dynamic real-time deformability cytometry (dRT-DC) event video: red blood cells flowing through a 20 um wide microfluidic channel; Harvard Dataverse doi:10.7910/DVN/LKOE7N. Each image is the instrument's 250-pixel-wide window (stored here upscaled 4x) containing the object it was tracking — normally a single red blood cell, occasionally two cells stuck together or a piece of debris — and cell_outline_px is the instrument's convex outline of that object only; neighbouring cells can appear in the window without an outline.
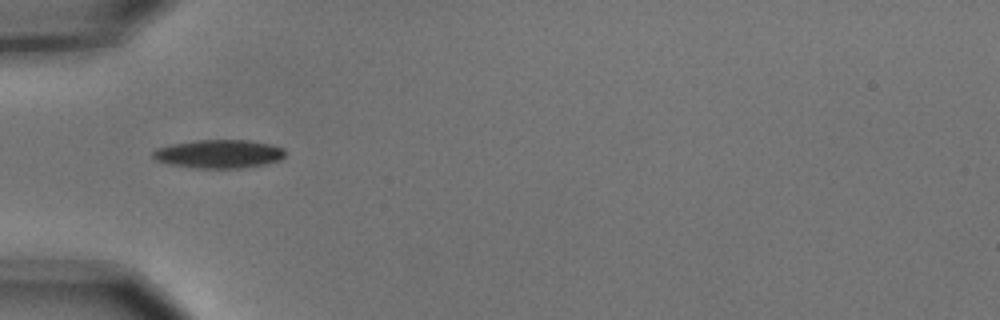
{"species": "common noctule bat (a hibernating species)", "species_latin": "Nyctalus noctula", "temperature_condition": "cold", "stored_images_in_passage": 9, "camera_frame_rate_fps": 3000, "um_per_image_px": 0.085, "animal": {"sex": "male", "body_mass_g": 15.6}, "frame": {"image": 1, "passage_image": 6, "time_ms": 1.667, "image_size_px": [1000, 320], "cell_outline_px": [[284, 156], [280, 160], [268, 164], [244, 168], [196, 168], [168, 164], [156, 160], [152, 156], [152, 152], [156, 148], [172, 144], [196, 140], [248, 140], [272, 144], [284, 148]], "centroid_in_image_um": [18.62, 13.08], "position_along_channel_um": 66.4, "area_um2": 22.14}}
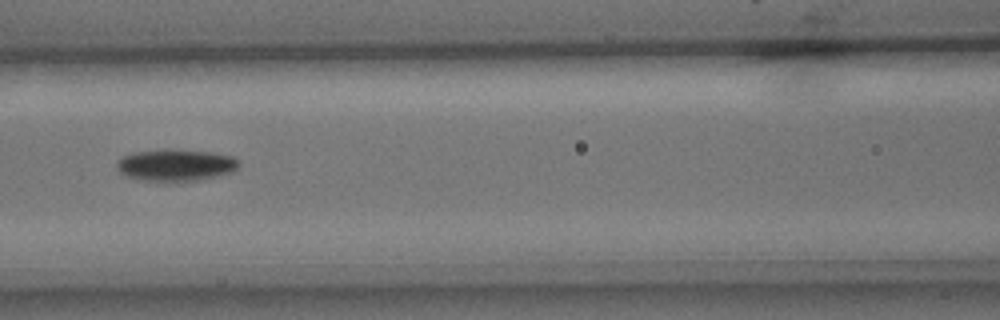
{"frame": {"image": 2, "passage_image": 8, "time_ms": 2.333, "image_size_px": [1000, 320], "cell_outline_px": [[240, 164], [232, 172], [216, 176], [196, 180], [168, 184], [140, 180], [128, 176], [120, 172], [116, 168], [116, 160], [132, 152], [168, 148], [172, 148], [212, 152], [232, 156]], "centroid_in_image_um": [14.88, 14.04], "position_along_channel_um": 151.7, "area_um2": 23.41}}
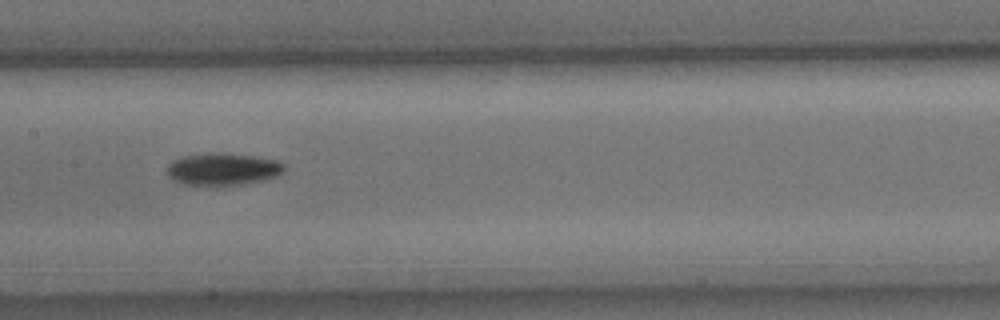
{"frame": {"image": 3, "passage_image": 9, "time_ms": 2.667, "image_size_px": [1000, 320], "cell_outline_px": [[284, 172], [276, 176], [264, 180], [244, 184], [184, 184], [168, 176], [168, 164], [172, 160], [180, 156], [216, 152], [220, 152], [256, 156], [276, 160], [284, 164]], "centroid_in_image_um": [18.96, 14.35], "position_along_channel_um": 188.4, "area_um2": 21.85}}